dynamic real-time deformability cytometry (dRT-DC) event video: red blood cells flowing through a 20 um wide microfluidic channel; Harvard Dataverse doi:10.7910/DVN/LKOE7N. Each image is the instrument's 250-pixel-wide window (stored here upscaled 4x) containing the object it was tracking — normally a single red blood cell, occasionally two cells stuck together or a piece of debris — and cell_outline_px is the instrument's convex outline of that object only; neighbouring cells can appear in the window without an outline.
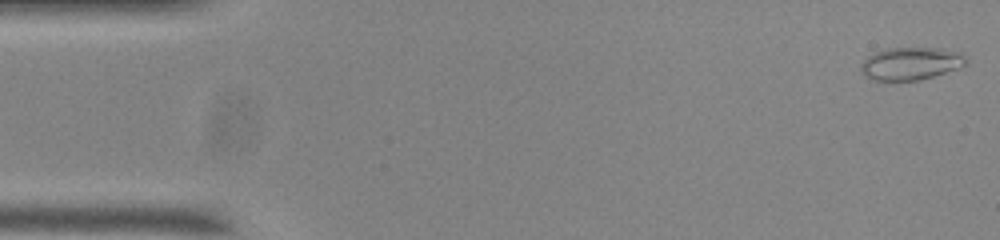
{"species": "common noctule bat (a hibernating species)", "species_latin": "Nyctalus noctula", "temperature_condition": "room temperature", "stored_images_in_passage": 15, "camera_frame_rate_fps": 3000, "um_per_image_px": 0.085, "animal": {"sex": "male", "body_mass_g": 20.0, "forearm_length_mm": 53.3}, "frame": {"image": 1, "passage_image": 1, "time_ms": 0.0, "image_size_px": [1000, 240], "cell_outline_px": [[968, 64], [960, 68], [920, 80], [872, 80], [860, 72], [860, 64], [868, 56], [884, 48], [940, 48], [960, 52], [968, 60]], "centroid_in_image_um": [77.43, 5.4], "position_along_channel_um": 7.6, "area_um2": 20.17}}